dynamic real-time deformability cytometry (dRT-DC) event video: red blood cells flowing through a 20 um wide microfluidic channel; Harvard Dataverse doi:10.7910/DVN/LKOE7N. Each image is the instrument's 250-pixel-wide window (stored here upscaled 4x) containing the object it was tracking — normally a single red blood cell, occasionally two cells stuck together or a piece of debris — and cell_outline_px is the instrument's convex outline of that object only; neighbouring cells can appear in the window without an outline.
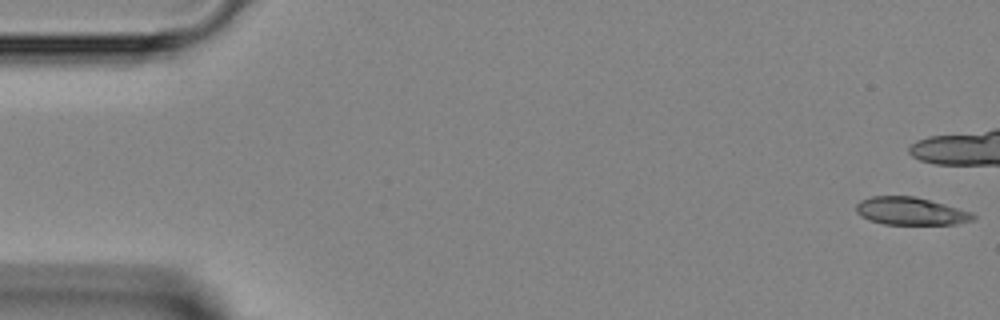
{"species": "Egyptian fruit bat (a non-hibernating species)", "species_latin": "Rousettus aegyptiacus", "temperature_condition": "room temperature", "stored_images_in_passage": 36, "camera_frame_rate_fps": 3000, "um_per_image_px": 0.085, "animal": {"sex": "female"}, "frame": {"image": 1, "passage_image": 1, "time_ms": 0.0, "image_size_px": [1000, 320], "cell_outline_px": [[976, 216], [972, 220], [956, 224], [884, 224], [868, 220], [860, 216], [856, 212], [856, 204], [860, 200], [872, 196], [916, 196], [972, 212]], "centroid_in_image_um": [77.37, 17.94], "position_along_channel_um": 7.6, "area_um2": 18.9}}